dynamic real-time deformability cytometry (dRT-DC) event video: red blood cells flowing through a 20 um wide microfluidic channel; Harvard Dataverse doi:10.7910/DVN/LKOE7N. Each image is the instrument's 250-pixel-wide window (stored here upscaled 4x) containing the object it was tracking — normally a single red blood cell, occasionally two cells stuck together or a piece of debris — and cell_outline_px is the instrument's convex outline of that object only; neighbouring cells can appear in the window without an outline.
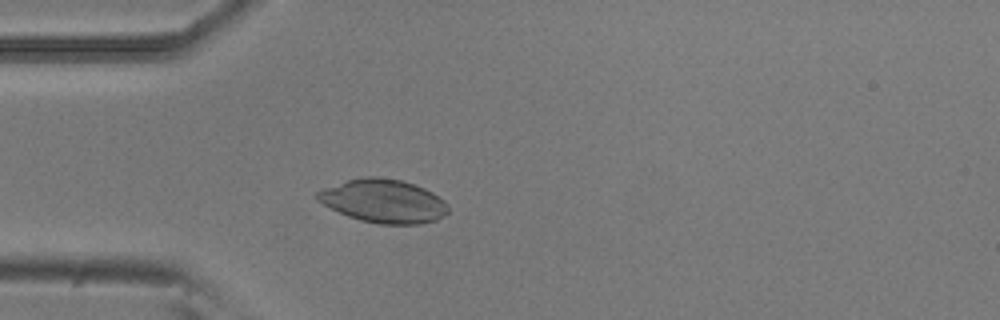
{"species": "common noctule bat (a hibernating species)", "species_latin": "Nyctalus noctula", "temperature_condition": "room temperature", "stored_images_in_passage": 4, "camera_frame_rate_fps": 3000, "um_per_image_px": 0.085, "animal": {"sex": "male", "body_mass_g": 20.5, "forearm_length_mm": 52.5}, "frame": {"image": 1, "passage_image": 4, "time_ms": 1.0, "image_size_px": [1000, 320], "cell_outline_px": [[448, 212], [436, 220], [420, 224], [380, 224], [360, 220], [348, 216], [316, 200], [312, 196], [316, 192], [324, 188], [348, 180], [368, 176], [376, 176], [400, 180], [424, 188], [432, 192], [444, 200], [448, 204]], "centroid_in_image_um": [32.59, 17.09], "position_along_channel_um": 52.4, "area_um2": 32.95}}